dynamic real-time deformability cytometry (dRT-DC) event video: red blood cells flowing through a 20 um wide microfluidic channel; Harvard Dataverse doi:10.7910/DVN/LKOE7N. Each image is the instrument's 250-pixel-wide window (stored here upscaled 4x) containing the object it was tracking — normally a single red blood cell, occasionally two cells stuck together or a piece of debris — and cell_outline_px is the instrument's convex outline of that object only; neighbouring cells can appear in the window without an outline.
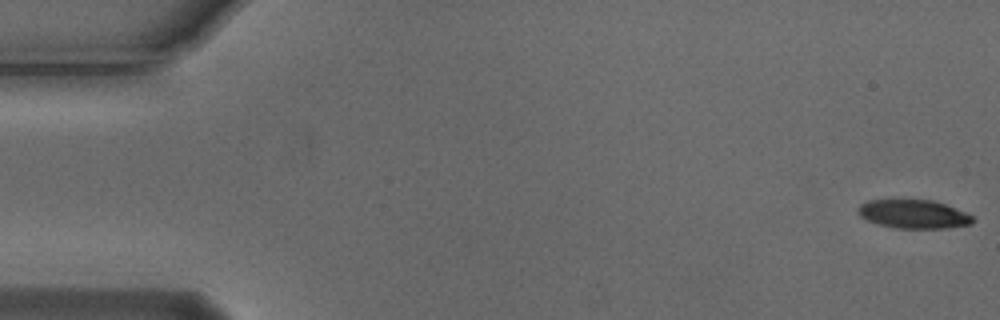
{"species": "Egyptian fruit bat (a non-hibernating species)", "species_latin": "Rousettus aegyptiacus", "temperature_condition": "cold", "stored_images_in_passage": 6, "camera_frame_rate_fps": 3000, "um_per_image_px": 0.085, "animal": {"sex": "male"}, "frame": {"image": 1, "passage_image": 1, "time_ms": 0.0, "image_size_px": [1000, 320], "cell_outline_px": [[976, 220], [972, 224], [948, 228], [896, 228], [880, 224], [868, 220], [860, 216], [856, 212], [856, 208], [860, 204], [868, 200], [932, 200], [944, 204], [964, 212], [972, 216]], "centroid_in_image_um": [77.64, 18.2], "position_along_channel_um": 7.4, "area_um2": 19.07}}
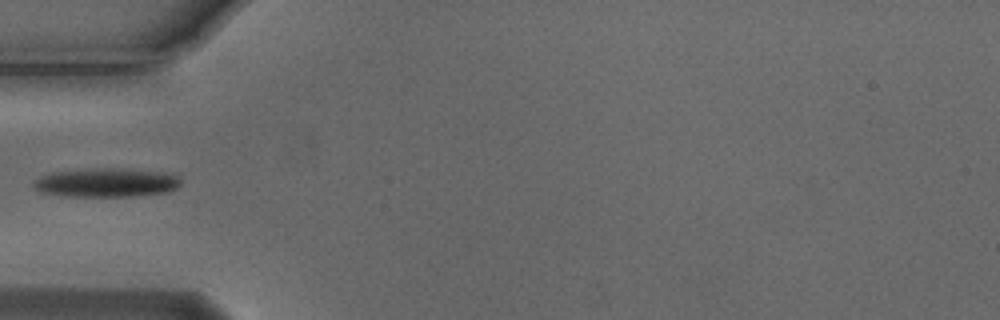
{"frame": {"image": 2, "passage_image": 5, "time_ms": 1.333, "image_size_px": [1000, 320], "cell_outline_px": [[180, 184], [176, 188], [168, 192], [136, 196], [68, 196], [40, 192], [32, 184], [40, 176], [52, 172], [88, 168], [120, 168], [164, 172], [176, 176], [180, 180]], "centroid_in_image_um": [9.04, 15.51], "position_along_channel_um": 76.0, "area_um2": 24.8}}
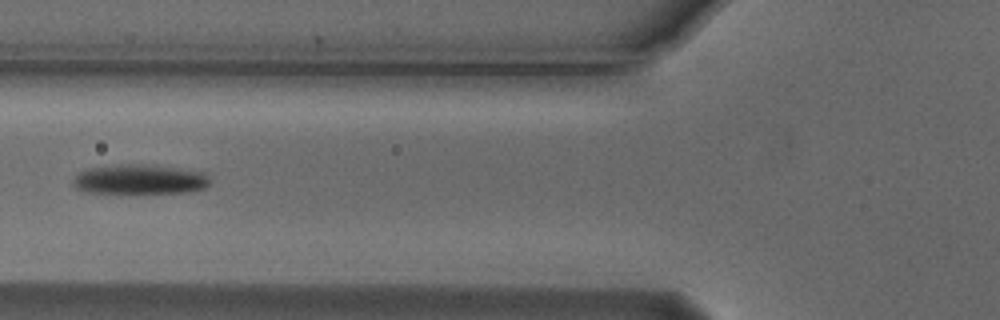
{"frame": {"image": 3, "passage_image": 6, "time_ms": 1.667, "image_size_px": [1000, 320], "cell_outline_px": [[208, 184], [204, 188], [188, 192], [80, 192], [72, 184], [76, 176], [80, 172], [88, 168], [120, 164], [152, 164], [204, 172], [208, 176]], "centroid_in_image_um": [11.86, 15.23], "position_along_channel_um": 113.9, "area_um2": 23.52}}